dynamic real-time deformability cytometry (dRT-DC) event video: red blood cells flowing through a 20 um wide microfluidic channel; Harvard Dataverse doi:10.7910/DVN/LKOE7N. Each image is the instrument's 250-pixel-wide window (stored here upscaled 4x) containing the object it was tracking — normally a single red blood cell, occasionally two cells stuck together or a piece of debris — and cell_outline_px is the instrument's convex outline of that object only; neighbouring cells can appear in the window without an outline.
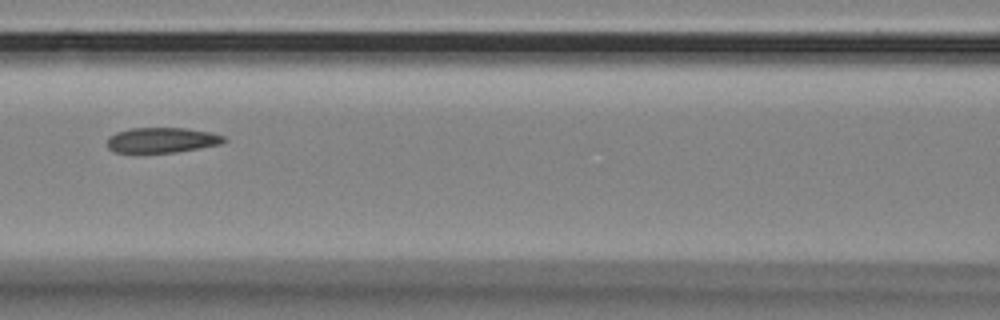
{"species": "Egyptian fruit bat (a non-hibernating species)", "species_latin": "Rousettus aegyptiacus", "temperature_condition": "room temperature", "stored_images_in_passage": 10, "camera_frame_rate_fps": 3000, "um_per_image_px": 0.085, "animal": {"sex": "female"}, "frame": {"image": 1, "passage_image": 7, "time_ms": 7.667, "image_size_px": [1000, 320], "cell_outline_px": [[228, 140], [220, 144], [200, 148], [176, 152], [140, 156], [112, 152], [108, 148], [108, 136], [116, 132], [132, 128], [184, 128], [212, 132], [224, 136]], "centroid_in_image_um": [13.69, 11.96], "position_along_channel_um": 152.9, "area_um2": 18.09}}
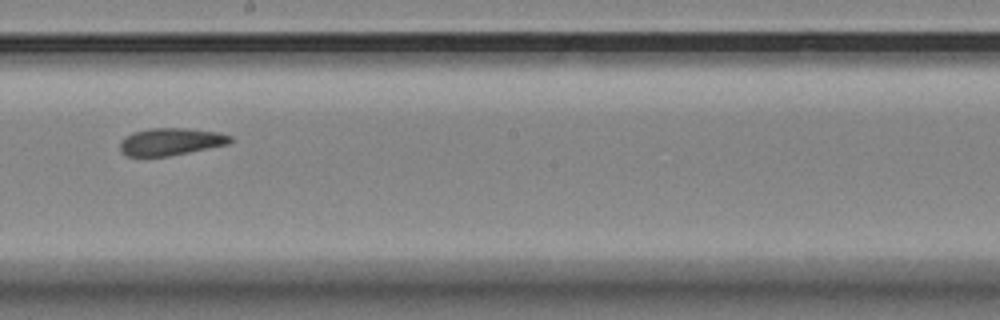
{"frame": {"image": 2, "passage_image": 9, "time_ms": 10.0, "image_size_px": [1000, 320], "cell_outline_px": [[232, 140], [228, 144], [168, 156], [128, 156], [120, 152], [120, 144], [132, 132], [148, 128], [188, 128], [216, 132], [232, 136]], "centroid_in_image_um": [14.51, 12.03], "position_along_channel_um": 233.7, "area_um2": 17.34}}
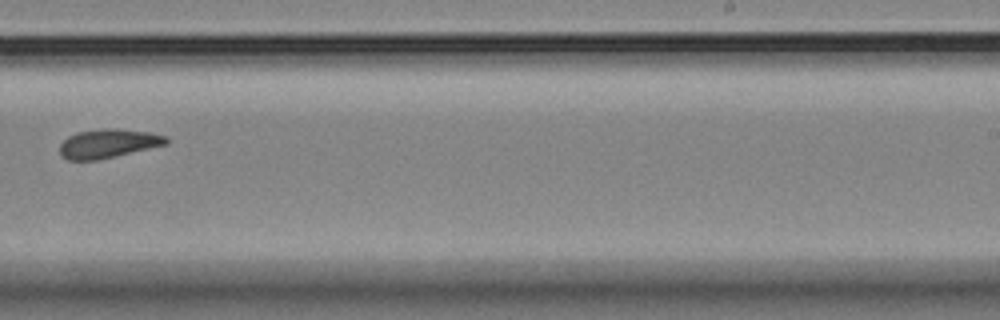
{"frame": {"image": 3, "passage_image": 10, "time_ms": 11.333, "image_size_px": [1000, 320], "cell_outline_px": [[168, 144], [96, 160], [68, 160], [60, 152], [60, 144], [68, 136], [76, 132], [104, 128], [116, 128], [148, 132], [168, 136]], "centroid_in_image_um": [9.21, 12.18], "position_along_channel_um": 279.8, "area_um2": 17.8}}